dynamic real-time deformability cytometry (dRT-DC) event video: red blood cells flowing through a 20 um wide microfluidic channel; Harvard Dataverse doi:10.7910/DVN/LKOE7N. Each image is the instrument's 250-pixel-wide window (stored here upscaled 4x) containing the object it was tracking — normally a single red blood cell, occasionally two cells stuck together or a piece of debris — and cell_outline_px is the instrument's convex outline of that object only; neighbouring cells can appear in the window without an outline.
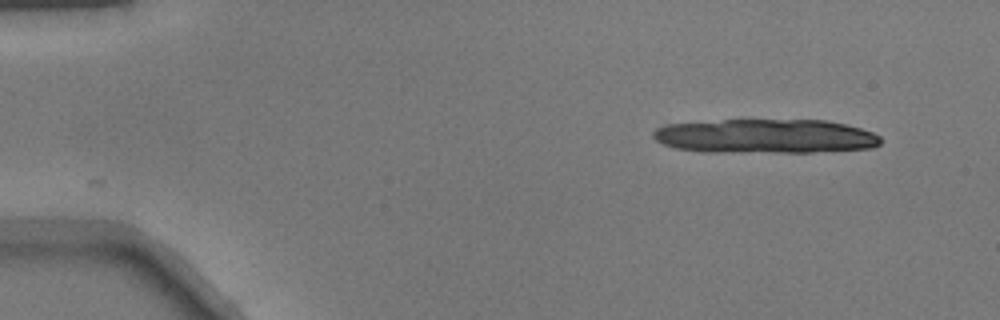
{"species": "common noctule bat (a hibernating species)", "species_latin": "Nyctalus noctula", "temperature_condition": "warm", "stored_images_in_passage": 7, "camera_frame_rate_fps": 3000, "um_per_image_px": 0.085, "animal": {"sex": "male", "body_mass_g": 17.9}, "frame": {"image": 1, "passage_image": 1, "time_ms": 0.0, "image_size_px": [1000, 320], "cell_outline_px": [[880, 144], [872, 148], [812, 152], [704, 152], [676, 148], [664, 144], [656, 140], [652, 136], [652, 132], [656, 128], [664, 124], [724, 120], [828, 120], [860, 128], [872, 132], [880, 136]], "centroid_in_image_um": [65.04, 11.58], "position_along_channel_um": 20.0, "area_um2": 45.49}}